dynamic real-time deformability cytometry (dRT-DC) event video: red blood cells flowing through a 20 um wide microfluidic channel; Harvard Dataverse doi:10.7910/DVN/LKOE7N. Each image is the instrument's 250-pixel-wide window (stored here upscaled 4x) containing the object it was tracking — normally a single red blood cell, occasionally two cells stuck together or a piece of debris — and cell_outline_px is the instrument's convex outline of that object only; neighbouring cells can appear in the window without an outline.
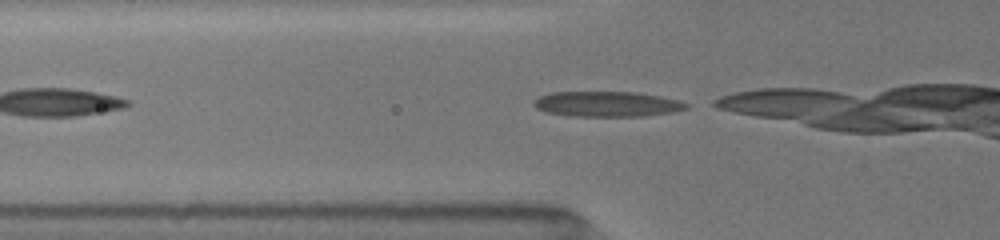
{"species": "common noctule bat (a hibernating species)", "species_latin": "Nyctalus noctula", "temperature_condition": "room temperature", "stored_images_in_passage": 4, "segment_of_instrument_passage": [2, 2], "camera_frame_rate_fps": 3000, "um_per_image_px": 0.085, "animal": {"sex": "female", "body_mass_g": 19.5, "forearm_length_mm": 54.1}, "frame": {"image": 1, "passage_image": 4, "time_ms": 2.0, "image_size_px": [1000, 240], "cell_outline_px": [[688, 108], [672, 112], [644, 116], [572, 116], [544, 112], [536, 108], [532, 104], [532, 100], [540, 96], [552, 92], [636, 92], [660, 96], [676, 100], [688, 104]], "centroid_in_image_um": [51.54, 8.84], "position_along_channel_um": 74.3, "area_um2": 22.48}}